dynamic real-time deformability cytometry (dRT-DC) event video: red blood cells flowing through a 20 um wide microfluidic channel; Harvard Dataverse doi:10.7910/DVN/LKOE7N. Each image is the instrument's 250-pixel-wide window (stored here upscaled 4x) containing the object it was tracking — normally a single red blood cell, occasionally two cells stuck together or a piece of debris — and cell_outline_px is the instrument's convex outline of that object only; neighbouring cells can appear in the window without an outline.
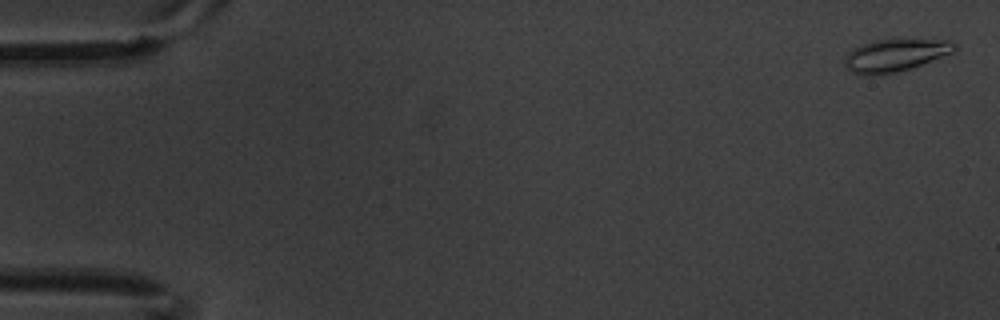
{"species": "common noctule bat (a hibernating species)", "species_latin": "Nyctalus noctula", "temperature_condition": "warm", "stored_images_in_passage": 6, "camera_frame_rate_fps": 3000, "um_per_image_px": 0.085, "animal": {"sex": "male", "body_mass_g": 20.1, "forearm_length_mm": 53.5}, "frame": {"image": 1, "passage_image": 1, "time_ms": 0.0, "image_size_px": [1000, 320], "cell_outline_px": [[956, 48], [952, 52], [920, 64], [896, 72], [868, 76], [852, 72], [844, 64], [844, 60], [848, 52], [852, 48], [876, 40], [952, 40], [956, 44]], "centroid_in_image_um": [76.05, 4.7], "position_along_channel_um": 9.0, "area_um2": 20.23}}
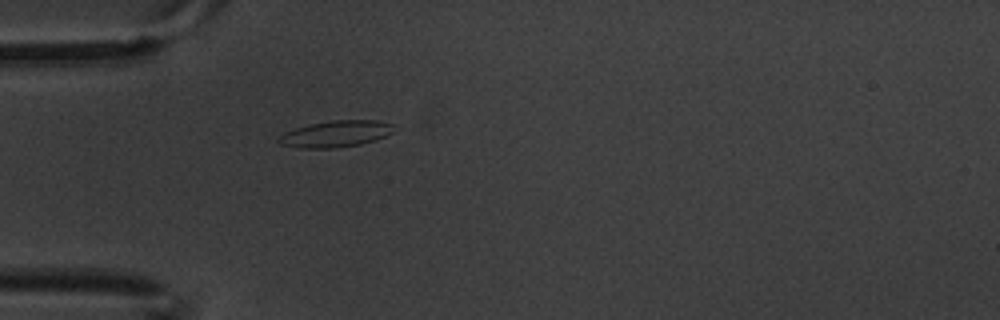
{"frame": {"image": 2, "passage_image": 6, "time_ms": 1.667, "image_size_px": [1000, 320], "cell_outline_px": [[392, 132], [376, 140], [360, 144], [336, 148], [300, 148], [280, 144], [276, 140], [284, 132], [308, 124], [332, 120], [376, 120], [392, 124]], "centroid_in_image_um": [28.5, 11.38], "position_along_channel_um": 56.5, "area_um2": 17.69}}